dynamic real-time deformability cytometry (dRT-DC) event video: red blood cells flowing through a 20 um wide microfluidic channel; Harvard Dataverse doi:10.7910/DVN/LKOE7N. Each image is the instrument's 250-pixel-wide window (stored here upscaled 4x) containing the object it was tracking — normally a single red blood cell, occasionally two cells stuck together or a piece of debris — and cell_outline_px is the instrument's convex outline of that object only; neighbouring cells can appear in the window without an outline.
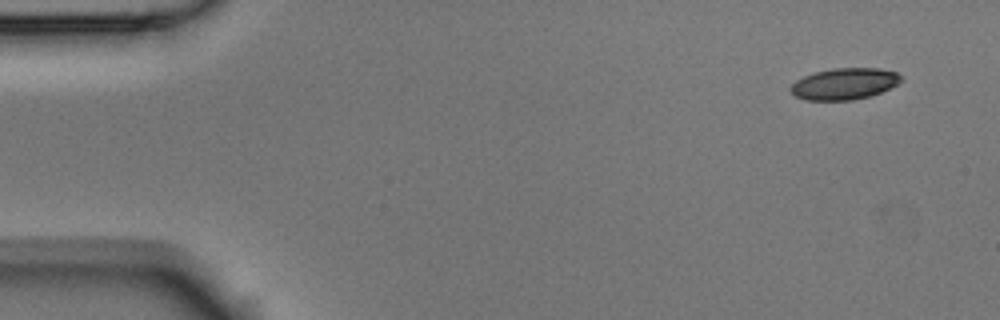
{"species": "Egyptian fruit bat (a non-hibernating species)", "species_latin": "Rousettus aegyptiacus", "temperature_condition": "room temperature", "stored_images_in_passage": 8, "camera_frame_rate_fps": 3000, "um_per_image_px": 0.085, "animal": {"sex": "male"}, "frame": {"image": 1, "passage_image": 1, "time_ms": 0.0, "image_size_px": [1000, 320], "cell_outline_px": [[904, 80], [880, 92], [868, 96], [852, 100], [808, 100], [796, 96], [788, 88], [796, 80], [804, 76], [816, 72], [832, 68], [880, 68], [896, 72]], "centroid_in_image_um": [71.76, 7.11], "position_along_channel_um": 13.2, "area_um2": 20.06}}
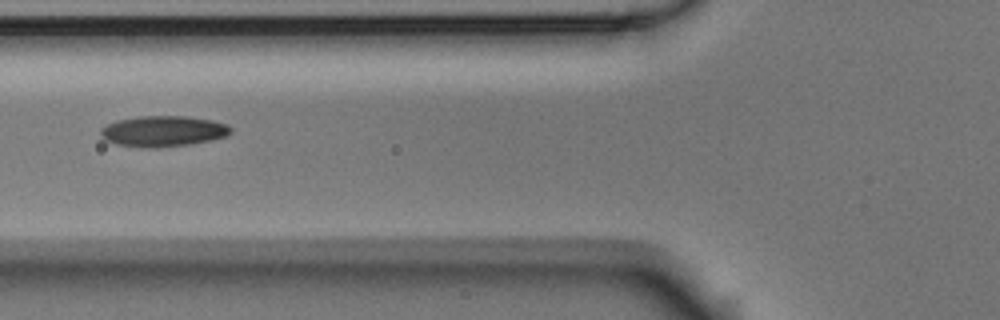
{"frame": {"image": 2, "passage_image": 5, "time_ms": 1.333, "image_size_px": [1000, 320], "cell_outline_px": [[232, 132], [224, 136], [208, 140], [188, 144], [148, 148], [116, 144], [104, 140], [100, 136], [100, 128], [116, 120], [140, 116], [188, 116], [212, 120], [228, 124], [232, 128]], "centroid_in_image_um": [13.83, 11.14], "position_along_channel_um": 112.0, "area_um2": 23.24}}
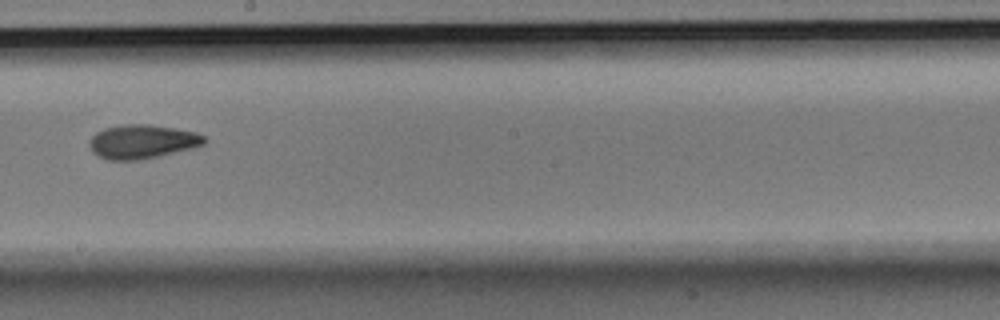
{"frame": {"image": 3, "passage_image": 8, "time_ms": 2.333, "image_size_px": [1000, 320], "cell_outline_px": [[208, 140], [204, 144], [192, 148], [156, 156], [136, 160], [108, 160], [92, 152], [88, 144], [88, 140], [96, 132], [104, 128], [124, 124], [148, 124], [196, 132], [204, 136]], "centroid_in_image_um": [12.05, 12.03], "position_along_channel_um": 236.1, "area_um2": 22.6}}